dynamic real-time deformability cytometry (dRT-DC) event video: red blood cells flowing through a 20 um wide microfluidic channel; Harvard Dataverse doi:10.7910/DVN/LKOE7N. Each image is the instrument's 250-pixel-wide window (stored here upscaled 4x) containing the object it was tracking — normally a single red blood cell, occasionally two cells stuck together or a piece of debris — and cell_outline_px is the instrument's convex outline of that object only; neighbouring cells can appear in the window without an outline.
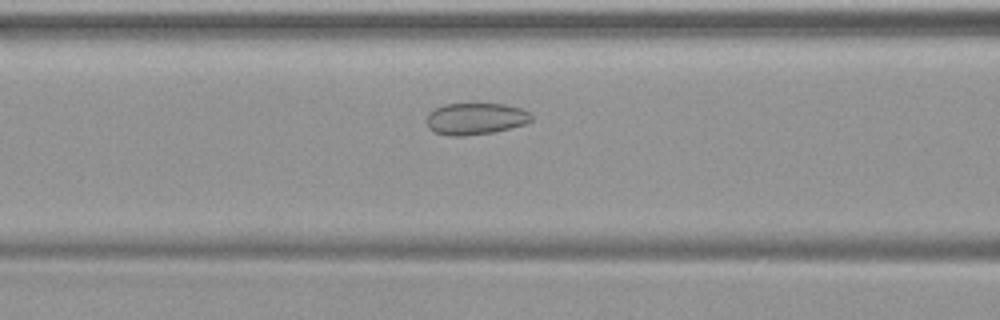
{"species": "common noctule bat (a hibernating species)", "species_latin": "Nyctalus noctula", "temperature_condition": "warm", "stored_images_in_passage": 45, "camera_frame_rate_fps": 3000, "um_per_image_px": 0.085, "animal": {"sex": "female", "body_mass_g": 19.9}, "frame": {"image": 1, "passage_image": 16, "time_ms": 5.0, "image_size_px": [1000, 320], "cell_outline_px": [[532, 120], [524, 124], [496, 132], [464, 136], [448, 136], [436, 132], [428, 128], [428, 112], [444, 104], [504, 104], [520, 108], [528, 112], [532, 116]], "centroid_in_image_um": [40.42, 10.1], "position_along_channel_um": 126.2, "area_um2": 19.31}}
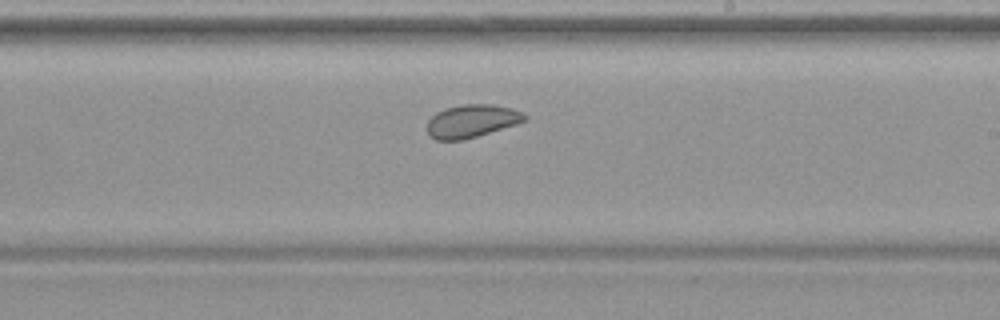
{"frame": {"image": 2, "passage_image": 25, "time_ms": 8.0, "image_size_px": [1000, 320], "cell_outline_px": [[528, 120], [516, 124], [464, 140], [436, 140], [428, 136], [428, 120], [436, 112], [444, 108], [464, 104], [492, 104], [512, 108], [528, 116]], "centroid_in_image_um": [40.09, 10.29], "position_along_channel_um": 248.9, "area_um2": 18.79}}
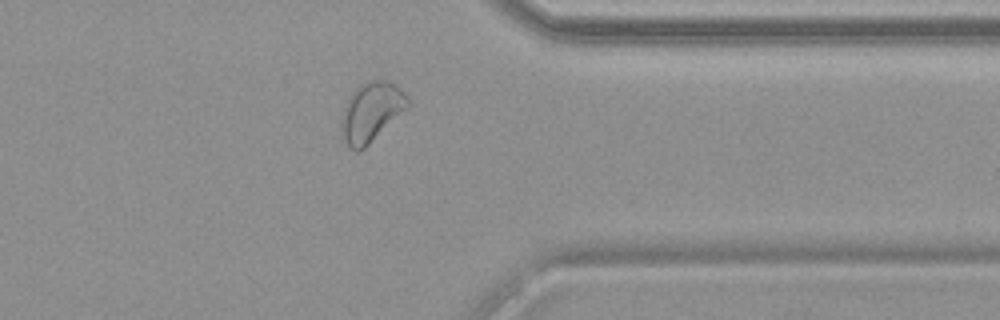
{"frame": {"image": 3, "passage_image": 35, "time_ms": 11.333, "image_size_px": [1000, 320], "cell_outline_px": [[408, 108], [360, 152], [356, 152], [348, 148], [340, 132], [340, 120], [348, 96], [360, 84], [368, 80], [388, 80], [396, 84], [408, 96]], "centroid_in_image_um": [31.53, 9.53], "position_along_channel_um": 379.9, "area_um2": 23.35}}